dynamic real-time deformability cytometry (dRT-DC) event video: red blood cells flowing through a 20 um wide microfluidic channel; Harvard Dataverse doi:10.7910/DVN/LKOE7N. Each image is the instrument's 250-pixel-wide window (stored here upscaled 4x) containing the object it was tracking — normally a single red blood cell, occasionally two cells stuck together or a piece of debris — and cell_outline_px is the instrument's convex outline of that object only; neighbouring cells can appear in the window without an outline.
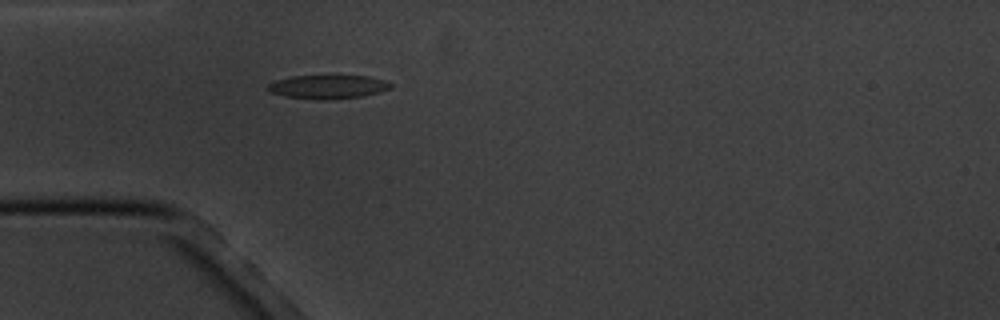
{"species": "common noctule bat (a hibernating species)", "species_latin": "Nyctalus noctula", "temperature_condition": "cold", "stored_images_in_passage": 5, "camera_frame_rate_fps": 3000, "um_per_image_px": 0.085, "animal": {"sex": "male", "body_mass_g": 20.1, "forearm_length_mm": 53.5}, "frame": {"image": 1, "passage_image": 5, "time_ms": 5.667, "image_size_px": [1000, 320], "cell_outline_px": [[392, 88], [380, 92], [364, 96], [332, 100], [320, 100], [284, 96], [272, 92], [264, 88], [268, 84], [276, 80], [292, 76], [368, 76], [388, 80], [392, 84]], "centroid_in_image_um": [27.91, 7.39], "position_along_channel_um": 57.1, "area_um2": 17.22}}